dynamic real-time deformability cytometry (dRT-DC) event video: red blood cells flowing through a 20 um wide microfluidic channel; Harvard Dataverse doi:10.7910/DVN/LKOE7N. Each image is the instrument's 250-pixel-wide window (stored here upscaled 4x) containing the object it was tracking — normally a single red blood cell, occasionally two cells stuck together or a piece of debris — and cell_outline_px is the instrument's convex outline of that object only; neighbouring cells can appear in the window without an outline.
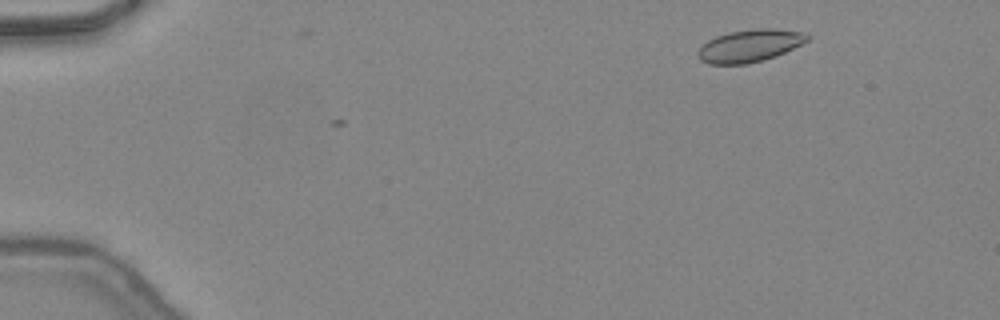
{"species": "common noctule bat (a hibernating species)", "species_latin": "Nyctalus noctula", "temperature_condition": "warm", "stored_images_in_passage": 43, "camera_frame_rate_fps": 3000, "um_per_image_px": 0.085, "animal": {"sex": "female", "body_mass_g": 24.6, "forearm_length_mm": 56.2}, "frame": {"image": 1, "passage_image": 2, "time_ms": 0.333, "image_size_px": [1000, 320], "cell_outline_px": [[808, 40], [784, 52], [764, 60], [748, 64], [708, 64], [700, 60], [696, 56], [696, 52], [708, 40], [716, 36], [728, 32], [756, 28], [772, 28], [804, 32], [808, 36]], "centroid_in_image_um": [63.67, 3.89], "position_along_channel_um": 21.3, "area_um2": 20.63}}
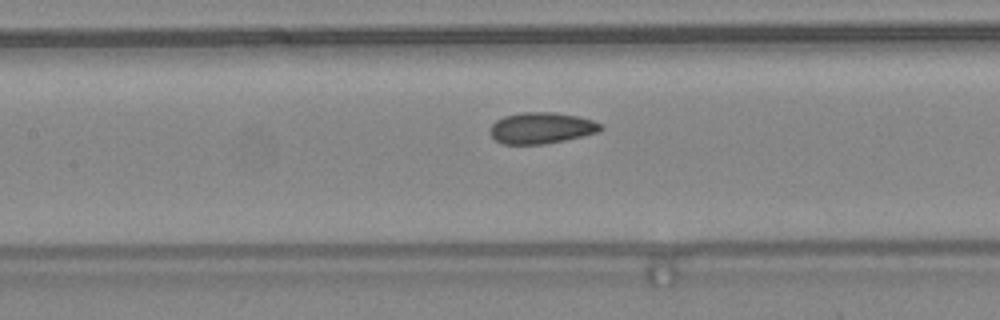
{"frame": {"image": 2, "passage_image": 19, "time_ms": 6.0, "image_size_px": [1000, 320], "cell_outline_px": [[604, 128], [600, 132], [564, 140], [544, 144], [504, 144], [496, 140], [488, 132], [488, 128], [496, 120], [504, 116], [524, 112], [556, 112], [576, 116], [592, 120], [600, 124]], "centroid_in_image_um": [46.0, 10.88], "position_along_channel_um": 161.4, "area_um2": 20.17}}
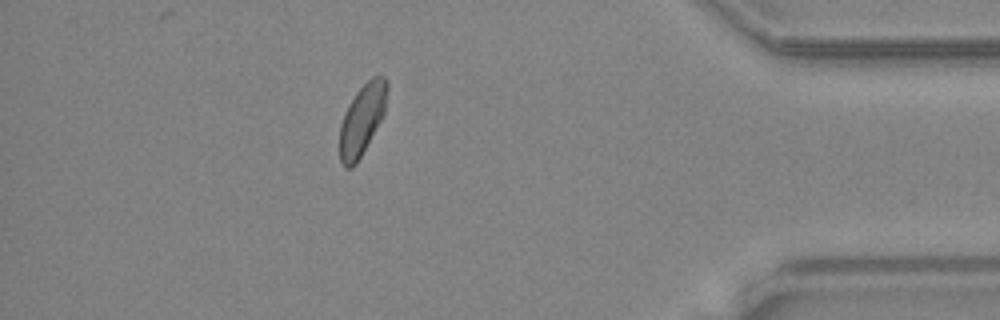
{"frame": {"image": 3, "passage_image": 38, "time_ms": 12.333, "image_size_px": [1000, 320], "cell_outline_px": [[388, 88], [384, 112], [380, 120], [356, 164], [352, 168], [344, 168], [340, 160], [340, 124], [344, 112], [356, 92], [372, 76], [384, 76], [388, 80]], "centroid_in_image_um": [30.77, 10.14], "position_along_channel_um": 404.4, "area_um2": 19.31}, "authors_computed_cell_mechanics": {"area_um2": 20.0566, "velocity_mm_per_s": 4.4314, "shape_relaxation_time_tau1_ms": 3.8412, "shape_relaxation_time_tau2_ms": 1.8865, "deformation_change_tau1": 0.0772, "deformation_change_tau2": 0.0431}}